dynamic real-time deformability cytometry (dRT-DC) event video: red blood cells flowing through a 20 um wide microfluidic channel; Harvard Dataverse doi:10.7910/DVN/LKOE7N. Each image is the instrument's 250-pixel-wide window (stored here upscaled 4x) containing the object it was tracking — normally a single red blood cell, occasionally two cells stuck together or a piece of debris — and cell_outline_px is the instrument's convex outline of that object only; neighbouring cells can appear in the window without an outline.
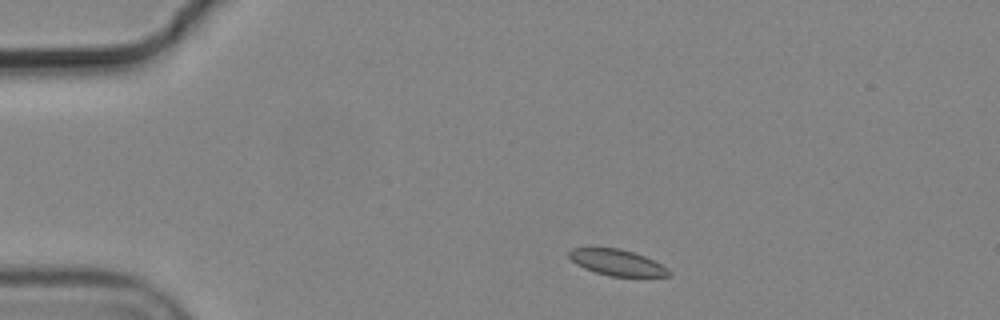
{"species": "common noctule bat (a hibernating species)", "species_latin": "Nyctalus noctula", "temperature_condition": "cold", "stored_images_in_passage": 4, "camera_frame_rate_fps": 3000, "um_per_image_px": 0.085, "animal": {"sex": "male", "body_mass_g": 19.2, "forearm_length_mm": 51.8}, "frame": {"image": 1, "passage_image": 1, "time_ms": 0.0, "image_size_px": [1000, 320], "cell_outline_px": [[672, 272], [668, 276], [612, 276], [596, 272], [584, 268], [576, 264], [568, 256], [568, 252], [572, 248], [620, 248], [644, 256], [668, 268]], "centroid_in_image_um": [52.44, 22.31], "position_along_channel_um": 32.6, "area_um2": 14.91}}
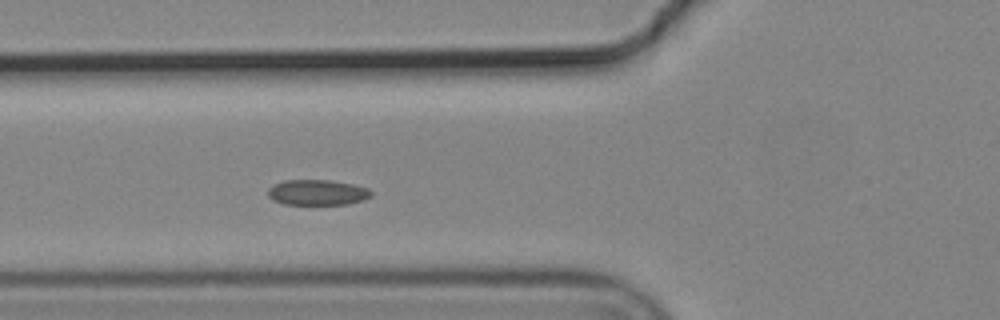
{"frame": {"image": 2, "passage_image": 4, "time_ms": 1.0, "image_size_px": [1000, 320], "cell_outline_px": [[372, 196], [364, 200], [348, 204], [284, 204], [272, 200], [268, 196], [268, 188], [284, 180], [332, 180], [352, 184], [368, 188], [372, 192]], "centroid_in_image_um": [26.99, 16.36], "position_along_channel_um": 98.8, "area_um2": 15.37}}